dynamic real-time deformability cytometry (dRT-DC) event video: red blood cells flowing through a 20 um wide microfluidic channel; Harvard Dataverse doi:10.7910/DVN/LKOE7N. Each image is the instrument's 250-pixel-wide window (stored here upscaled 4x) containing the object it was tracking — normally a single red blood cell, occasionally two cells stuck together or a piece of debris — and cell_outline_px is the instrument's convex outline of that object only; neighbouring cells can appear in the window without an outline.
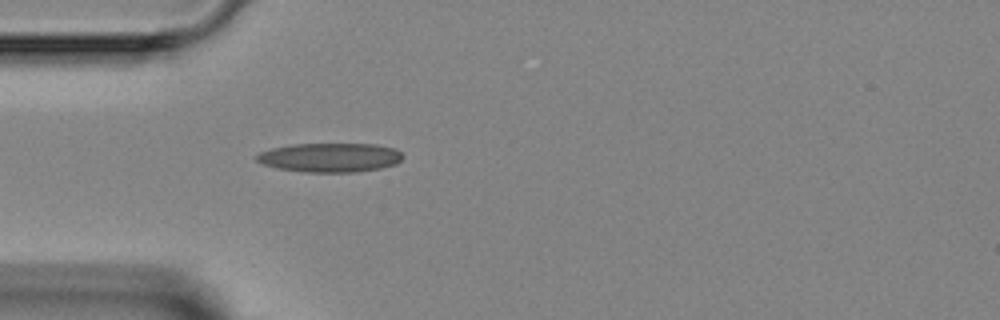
{"species": "Egyptian fruit bat (a non-hibernating species)", "species_latin": "Rousettus aegyptiacus", "temperature_condition": "room temperature", "stored_images_in_passage": 1, "camera_frame_rate_fps": 3000, "um_per_image_px": 0.085, "animal": {"sex": "female"}, "frame": {"image": 1, "passage_image": 1, "time_ms": 0.0, "image_size_px": [1000, 320], "cell_outline_px": [[404, 156], [396, 164], [380, 168], [356, 172], [304, 172], [276, 168], [264, 164], [256, 160], [256, 156], [260, 152], [272, 148], [292, 144], [376, 144], [392, 148], [400, 152]], "centroid_in_image_um": [28.04, 13.39], "position_along_channel_um": 57.0, "area_um2": 24.74}}